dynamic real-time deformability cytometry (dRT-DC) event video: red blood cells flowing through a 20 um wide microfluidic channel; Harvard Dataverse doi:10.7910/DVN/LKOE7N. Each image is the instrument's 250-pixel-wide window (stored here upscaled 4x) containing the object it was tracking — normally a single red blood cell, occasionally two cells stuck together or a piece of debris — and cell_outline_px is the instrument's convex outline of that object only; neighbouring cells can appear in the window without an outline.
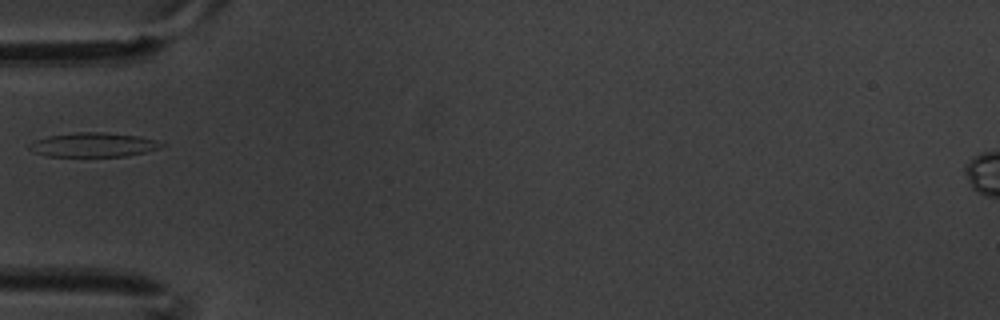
{"species": "common noctule bat (a hibernating species)", "species_latin": "Nyctalus noctula", "temperature_condition": "warm", "stored_images_in_passage": 10, "camera_frame_rate_fps": 3000, "um_per_image_px": 0.085, "animal": {"sex": "male", "body_mass_g": 20.1, "forearm_length_mm": 53.5}, "frame": {"image": 1, "passage_image": 4, "time_ms": 1.0, "image_size_px": [1000, 320], "cell_outline_px": [[164, 144], [160, 148], [144, 152], [124, 156], [48, 156], [32, 152], [28, 148], [28, 144], [36, 140], [48, 136], [76, 132], [104, 132], [140, 136], [156, 140]], "centroid_in_image_um": [7.91, 12.3], "position_along_channel_um": 77.1, "area_um2": 18.61}}
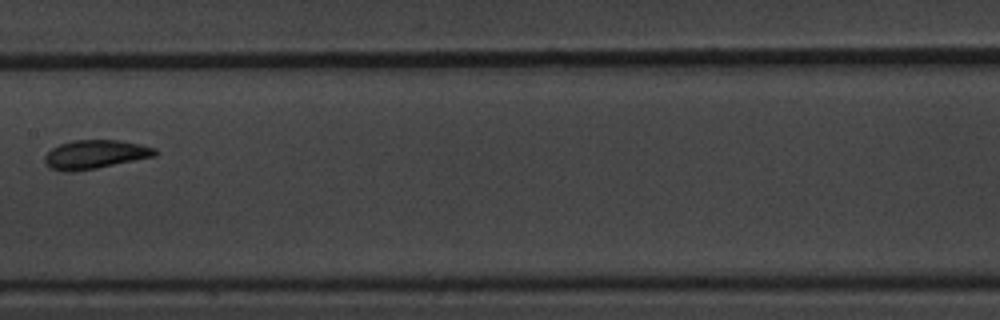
{"frame": {"image": 2, "passage_image": 7, "time_ms": 2.0, "image_size_px": [1000, 320], "cell_outline_px": [[160, 152], [156, 156], [96, 168], [72, 172], [64, 172], [48, 168], [44, 160], [44, 156], [52, 148], [60, 144], [72, 140], [120, 140], [140, 144], [156, 148]], "centroid_in_image_um": [8.09, 13.12], "position_along_channel_um": 199.3, "area_um2": 18.67}}
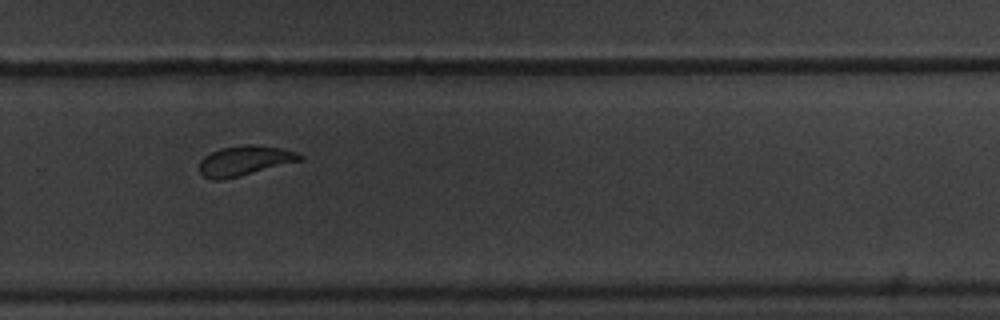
{"frame": {"image": 3, "passage_image": 10, "time_ms": 3.0, "image_size_px": [1000, 320], "cell_outline_px": [[304, 160], [220, 180], [212, 180], [204, 176], [200, 172], [200, 160], [204, 156], [220, 148], [252, 144], [280, 148], [296, 152], [304, 156]], "centroid_in_image_um": [20.81, 13.65], "position_along_channel_um": 309.0, "area_um2": 17.22}}